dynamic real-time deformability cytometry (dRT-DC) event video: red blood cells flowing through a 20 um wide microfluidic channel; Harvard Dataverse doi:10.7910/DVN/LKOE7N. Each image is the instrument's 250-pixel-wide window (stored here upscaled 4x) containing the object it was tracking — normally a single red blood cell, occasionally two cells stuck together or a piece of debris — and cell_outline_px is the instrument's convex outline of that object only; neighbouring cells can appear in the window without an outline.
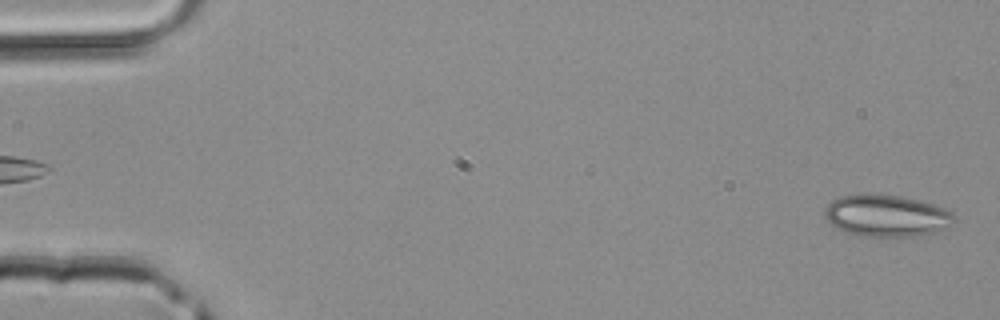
{"species": "common noctule bat (a hibernating species)", "species_latin": "Nyctalus noctula", "temperature_condition": "room temperature", "stored_images_in_passage": 44, "camera_frame_rate_fps": 3000, "um_per_image_px": 0.085, "animal": {"sex": "male", "body_mass_g": 20.4}, "frame": {"image": 1, "passage_image": 1, "time_ms": 0.0, "image_size_px": [1000, 320], "cell_outline_px": [[952, 216], [940, 228], [932, 232], [912, 236], [864, 236], [848, 232], [836, 228], [824, 216], [824, 208], [832, 200], [840, 196], [864, 192], [868, 192], [904, 196], [920, 200], [944, 208], [952, 212]], "centroid_in_image_um": [75.21, 18.28], "position_along_channel_um": 9.8, "area_um2": 31.15}}
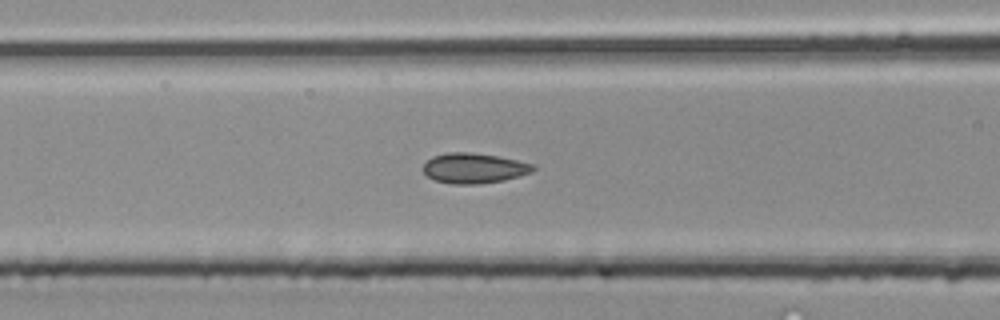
{"frame": {"image": 2, "passage_image": 18, "time_ms": 5.667, "image_size_px": [1000, 320], "cell_outline_px": [[536, 168], [532, 172], [520, 176], [504, 180], [480, 184], [452, 184], [436, 180], [428, 176], [424, 172], [424, 164], [432, 156], [448, 152], [468, 152], [496, 156], [516, 160], [532, 164]], "centroid_in_image_um": [40.29, 14.3], "position_along_channel_um": 126.3, "area_um2": 19.19}}
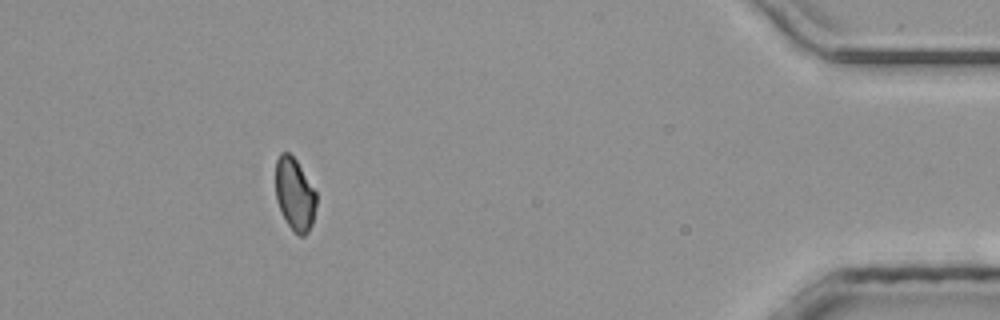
{"frame": {"image": 3, "passage_image": 40, "time_ms": 13.0, "image_size_px": [1000, 320], "cell_outline_px": [[316, 204], [312, 224], [308, 232], [304, 236], [300, 236], [292, 232], [276, 200], [276, 160], [280, 152], [288, 152], [296, 160], [316, 192]], "centroid_in_image_um": [25.05, 16.53], "position_along_channel_um": 410.2, "area_um2": 17.11}}